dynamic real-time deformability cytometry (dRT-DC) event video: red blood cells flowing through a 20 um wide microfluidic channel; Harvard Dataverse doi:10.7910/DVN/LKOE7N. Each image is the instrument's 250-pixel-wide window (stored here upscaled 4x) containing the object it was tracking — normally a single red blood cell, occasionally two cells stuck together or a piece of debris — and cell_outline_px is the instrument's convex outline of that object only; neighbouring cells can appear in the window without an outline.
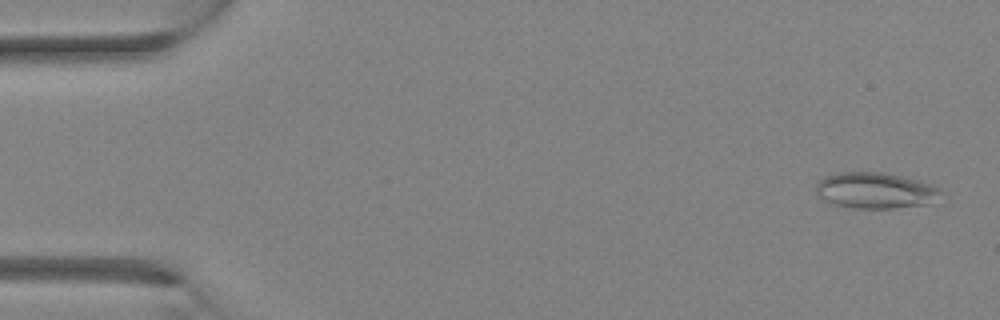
{"species": "Egyptian fruit bat (a non-hibernating species)", "species_latin": "Rousettus aegyptiacus", "temperature_condition": "room temperature", "stored_images_in_passage": 24, "camera_frame_rate_fps": 3000, "um_per_image_px": 0.085, "animal": {"sex": "female"}, "frame": {"image": 1, "passage_image": 2, "time_ms": 0.333, "image_size_px": [1000, 320], "cell_outline_px": [[940, 192], [932, 204], [896, 208], [852, 208], [836, 204], [824, 200], [816, 192], [816, 180], [824, 176], [840, 172], [880, 172], [900, 176], [932, 184], [940, 188]], "centroid_in_image_um": [74.38, 16.19], "position_along_channel_um": 10.6, "area_um2": 26.18}}
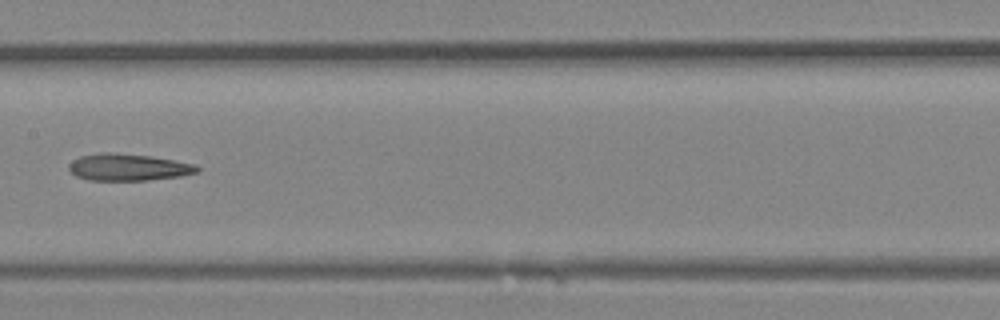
{"frame": {"image": 2, "passage_image": 17, "time_ms": 5.333, "image_size_px": [1000, 320], "cell_outline_px": [[200, 168], [196, 172], [180, 176], [148, 180], [88, 180], [76, 176], [68, 168], [68, 164], [72, 160], [80, 156], [100, 152], [112, 152], [152, 156], [196, 164]], "centroid_in_image_um": [10.88, 14.2], "position_along_channel_um": 196.5, "area_um2": 20.17}}
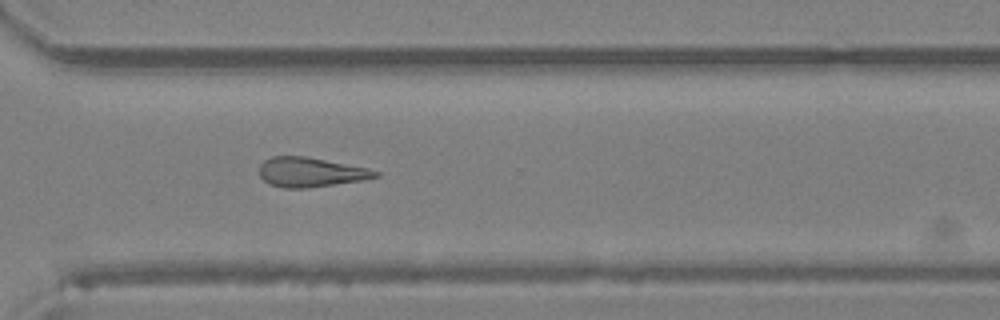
{"frame": {"image": 3, "passage_image": 24, "time_ms": 7.667, "image_size_px": [1000, 320], "cell_outline_px": [[380, 176], [364, 180], [308, 188], [280, 188], [268, 184], [260, 176], [260, 164], [264, 160], [272, 156], [304, 156], [368, 168], [380, 172]], "centroid_in_image_um": [26.39, 14.65], "position_along_channel_um": 344.2, "area_um2": 20.06}}